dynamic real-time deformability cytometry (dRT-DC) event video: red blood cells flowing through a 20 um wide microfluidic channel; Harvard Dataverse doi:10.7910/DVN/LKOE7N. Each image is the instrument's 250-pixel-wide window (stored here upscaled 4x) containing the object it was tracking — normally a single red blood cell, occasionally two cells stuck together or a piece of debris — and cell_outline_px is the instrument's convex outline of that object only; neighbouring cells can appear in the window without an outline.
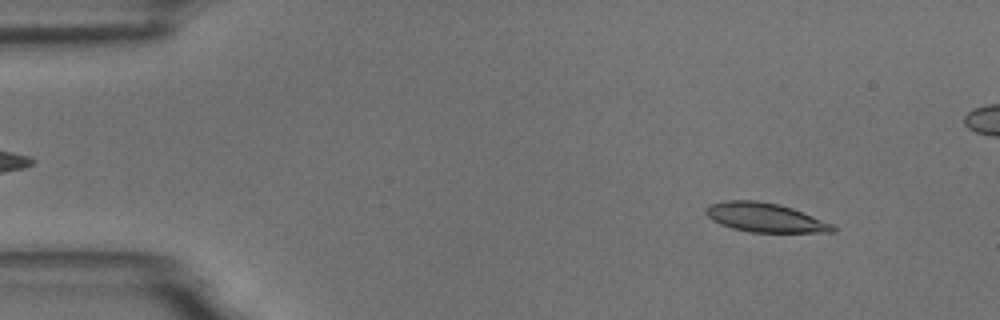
{"species": "common noctule bat (a hibernating species)", "species_latin": "Nyctalus noctula", "temperature_condition": "room temperature", "stored_images_in_passage": 56, "camera_frame_rate_fps": 3000, "um_per_image_px": 0.085, "animal": {"sex": "male", "body_mass_g": 18.8}, "frame": {"image": 1, "passage_image": 6, "time_ms": 1.667, "image_size_px": [1000, 320], "cell_outline_px": [[836, 232], [752, 232], [732, 228], [720, 224], [712, 220], [704, 212], [712, 204], [724, 200], [756, 200], [780, 204], [792, 208], [836, 224]], "centroid_in_image_um": [65.09, 18.49], "position_along_channel_um": 19.9, "area_um2": 21.62}}
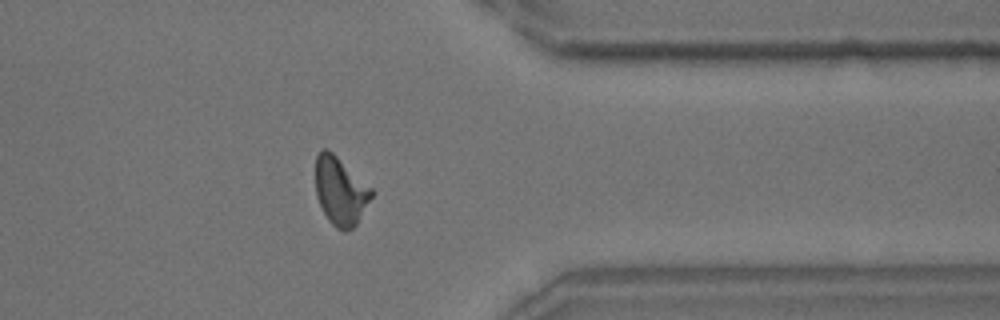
{"frame": {"image": 2, "passage_image": 44, "time_ms": 14.333, "image_size_px": [1000, 320], "cell_outline_px": [[372, 196], [356, 224], [352, 228], [344, 232], [336, 228], [328, 220], [316, 196], [316, 156], [320, 148], [328, 148], [372, 188]], "centroid_in_image_um": [28.91, 16.22], "position_along_channel_um": 382.5, "area_um2": 22.02}}
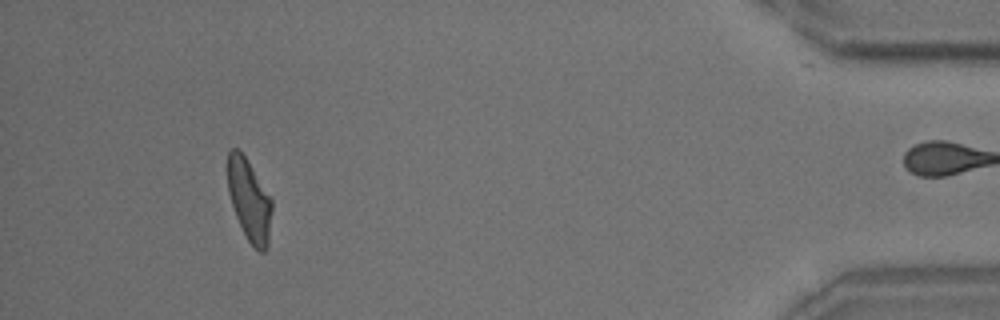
{"frame": {"image": 3, "passage_image": 51, "time_ms": 16.667, "image_size_px": [1000, 320], "cell_outline_px": [[272, 212], [268, 244], [264, 252], [260, 252], [248, 240], [236, 216], [228, 192], [228, 152], [232, 148], [240, 148], [272, 200]], "centroid_in_image_um": [21.19, 16.99], "position_along_channel_um": 414.0, "area_um2": 20.81}, "authors_computed_cell_mechanics": {"area_um2": 21.6461, "velocity_mm_per_s": 3.6436, "shape_relaxation_time_tau1_ms": 5.2846, "shape_relaxation_time_tau2_ms": 2.4855, "deformation_change_tau1": 0.164, "deformation_change_tau2": 0.099}}